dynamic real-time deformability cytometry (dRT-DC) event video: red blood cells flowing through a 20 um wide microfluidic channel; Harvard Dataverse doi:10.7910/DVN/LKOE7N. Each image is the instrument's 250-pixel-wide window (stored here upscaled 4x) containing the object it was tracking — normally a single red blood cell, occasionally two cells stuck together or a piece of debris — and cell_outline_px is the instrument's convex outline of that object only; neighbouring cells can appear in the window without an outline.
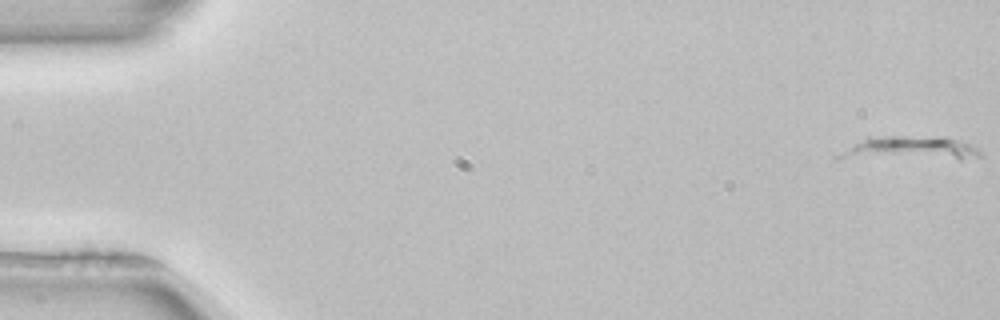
{"species": "common noctule bat (a hibernating species)", "species_latin": "Nyctalus noctula", "temperature_condition": "room temperature", "stored_images_in_passage": 53, "camera_frame_rate_fps": 3000, "um_per_image_px": 0.085, "animal": {"sex": "female", "body_mass_g": 22.7, "forearm_length_mm": 54.2}, "frame": {"image": 1, "passage_image": 1, "time_ms": 0.0, "image_size_px": [1000, 320], "cell_outline_px": [[980, 156], [960, 160], [836, 160], [832, 156], [868, 136], [944, 136], [968, 144], [976, 148], [980, 152]], "centroid_in_image_um": [77.18, 12.67], "position_along_channel_um": 7.8, "area_um2": 21.04}}
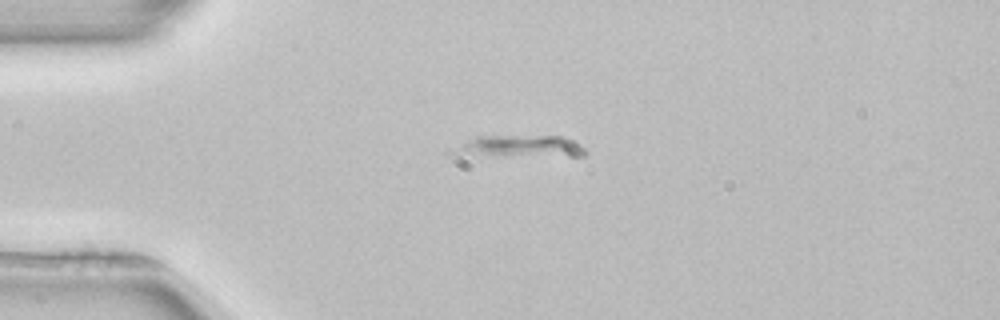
{"frame": {"image": 2, "passage_image": 13, "time_ms": 4.0, "image_size_px": [1000, 320], "cell_outline_px": [[588, 152], [584, 156], [504, 156], [444, 152], [476, 136], [564, 136], [572, 140], [584, 148]], "centroid_in_image_um": [44.25, 12.44], "position_along_channel_um": 40.8, "area_um2": 16.82}}
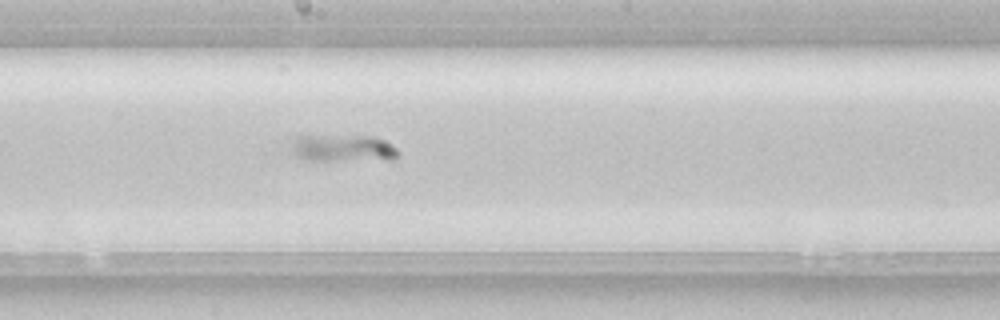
{"frame": {"image": 3, "passage_image": 29, "time_ms": 9.333, "image_size_px": [1000, 320], "cell_outline_px": [[400, 156], [396, 160], [308, 160], [296, 156], [292, 140], [292, 136], [376, 136], [384, 140], [396, 148], [400, 152]], "centroid_in_image_um": [29.24, 12.6], "position_along_channel_um": 219.0, "area_um2": 16.94}}